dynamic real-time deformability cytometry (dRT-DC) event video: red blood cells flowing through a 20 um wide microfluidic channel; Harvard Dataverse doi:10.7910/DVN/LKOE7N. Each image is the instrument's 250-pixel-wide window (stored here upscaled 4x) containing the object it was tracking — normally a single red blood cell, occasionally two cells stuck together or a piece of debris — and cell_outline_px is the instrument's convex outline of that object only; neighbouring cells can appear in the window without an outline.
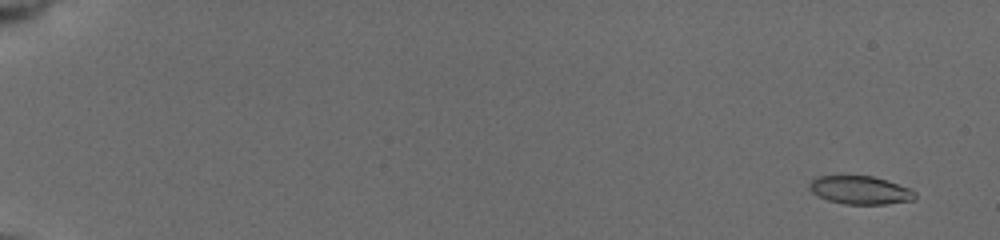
{"species": "common noctule bat (a hibernating species)", "species_latin": "Nyctalus noctula", "temperature_condition": "cold", "stored_images_in_passage": 58, "camera_frame_rate_fps": 3000, "um_per_image_px": 0.085, "animal": {"sex": "female", "body_mass_g": 19.5, "forearm_length_mm": 54.1}, "frame": {"image": 1, "passage_image": 4, "time_ms": 1.0, "image_size_px": [1000, 240], "cell_outline_px": [[916, 200], [884, 204], [844, 204], [828, 200], [812, 192], [808, 188], [808, 184], [816, 176], [872, 176], [908, 188], [916, 192]], "centroid_in_image_um": [73.1, 16.17], "position_along_channel_um": 11.9, "area_um2": 17.22}}
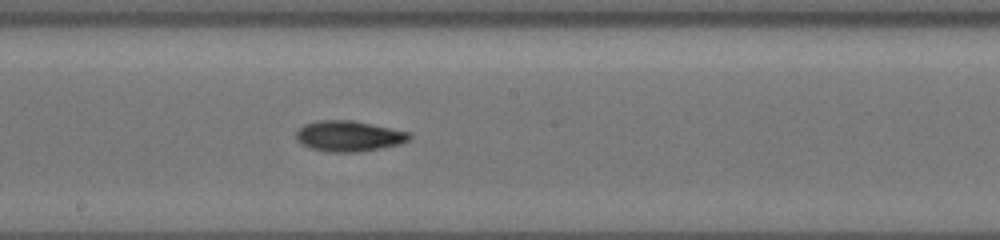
{"frame": {"image": 2, "passage_image": 35, "time_ms": 11.333, "image_size_px": [1000, 240], "cell_outline_px": [[412, 136], [408, 140], [400, 144], [380, 148], [356, 152], [328, 152], [308, 148], [300, 144], [296, 140], [296, 132], [304, 124], [316, 120], [352, 120], [412, 132]], "centroid_in_image_um": [29.63, 11.56], "position_along_channel_um": 218.6, "area_um2": 20.46}}
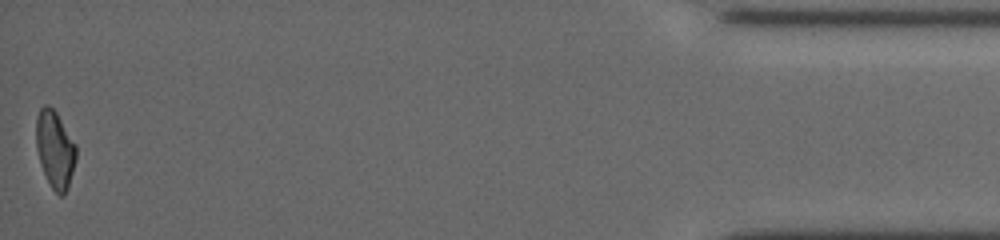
{"frame": {"image": 3, "passage_image": 58, "time_ms": 19.0, "image_size_px": [1000, 240], "cell_outline_px": [[76, 160], [68, 188], [64, 196], [60, 196], [52, 188], [40, 164], [36, 148], [36, 116], [40, 108], [44, 104], [48, 104], [56, 112], [76, 144]], "centroid_in_image_um": [4.67, 12.69], "position_along_channel_um": 430.5, "area_um2": 18.09}, "authors_computed_cell_mechanics": {"area_um2": 18.5538, "velocity_mm_per_s": 3.764, "shape_relaxation_time_tau1_ms": 4.6186, "shape_relaxation_time_tau2_ms": 5.2353, "deformation_change_tau1": 0.1309, "deformation_change_tau2": 0.1145}}